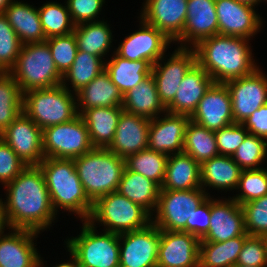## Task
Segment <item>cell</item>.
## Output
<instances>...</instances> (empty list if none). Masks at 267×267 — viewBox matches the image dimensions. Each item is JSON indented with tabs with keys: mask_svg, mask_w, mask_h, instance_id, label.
I'll list each match as a JSON object with an SVG mask.
<instances>
[{
	"mask_svg": "<svg viewBox=\"0 0 267 267\" xmlns=\"http://www.w3.org/2000/svg\"><path fill=\"white\" fill-rule=\"evenodd\" d=\"M4 187L5 209L11 228L29 229L40 233L52 227L57 214L39 166H27Z\"/></svg>",
	"mask_w": 267,
	"mask_h": 267,
	"instance_id": "cell-1",
	"label": "cell"
},
{
	"mask_svg": "<svg viewBox=\"0 0 267 267\" xmlns=\"http://www.w3.org/2000/svg\"><path fill=\"white\" fill-rule=\"evenodd\" d=\"M250 39L214 35L201 40L195 47L196 62L214 83L251 75L259 66L252 58ZM251 49V50H250Z\"/></svg>",
	"mask_w": 267,
	"mask_h": 267,
	"instance_id": "cell-2",
	"label": "cell"
},
{
	"mask_svg": "<svg viewBox=\"0 0 267 267\" xmlns=\"http://www.w3.org/2000/svg\"><path fill=\"white\" fill-rule=\"evenodd\" d=\"M43 172L50 200L56 214L65 209L88 220L93 202L88 198L73 159L45 158L39 165Z\"/></svg>",
	"mask_w": 267,
	"mask_h": 267,
	"instance_id": "cell-3",
	"label": "cell"
},
{
	"mask_svg": "<svg viewBox=\"0 0 267 267\" xmlns=\"http://www.w3.org/2000/svg\"><path fill=\"white\" fill-rule=\"evenodd\" d=\"M73 161L81 184L93 203L117 190L125 170V159L108 148H93Z\"/></svg>",
	"mask_w": 267,
	"mask_h": 267,
	"instance_id": "cell-4",
	"label": "cell"
},
{
	"mask_svg": "<svg viewBox=\"0 0 267 267\" xmlns=\"http://www.w3.org/2000/svg\"><path fill=\"white\" fill-rule=\"evenodd\" d=\"M23 112L42 130L68 122L78 115L76 94L62 84L26 91L23 93Z\"/></svg>",
	"mask_w": 267,
	"mask_h": 267,
	"instance_id": "cell-5",
	"label": "cell"
},
{
	"mask_svg": "<svg viewBox=\"0 0 267 267\" xmlns=\"http://www.w3.org/2000/svg\"><path fill=\"white\" fill-rule=\"evenodd\" d=\"M87 221L96 228L101 224L104 231L121 234L147 227L152 222V215L141 205L115 191L93 203Z\"/></svg>",
	"mask_w": 267,
	"mask_h": 267,
	"instance_id": "cell-6",
	"label": "cell"
},
{
	"mask_svg": "<svg viewBox=\"0 0 267 267\" xmlns=\"http://www.w3.org/2000/svg\"><path fill=\"white\" fill-rule=\"evenodd\" d=\"M9 73L18 82L22 93L62 83V75L55 67L46 42L24 44Z\"/></svg>",
	"mask_w": 267,
	"mask_h": 267,
	"instance_id": "cell-7",
	"label": "cell"
},
{
	"mask_svg": "<svg viewBox=\"0 0 267 267\" xmlns=\"http://www.w3.org/2000/svg\"><path fill=\"white\" fill-rule=\"evenodd\" d=\"M76 237L66 239V248L81 267H119V234L98 230L87 220Z\"/></svg>",
	"mask_w": 267,
	"mask_h": 267,
	"instance_id": "cell-8",
	"label": "cell"
},
{
	"mask_svg": "<svg viewBox=\"0 0 267 267\" xmlns=\"http://www.w3.org/2000/svg\"><path fill=\"white\" fill-rule=\"evenodd\" d=\"M202 188L160 190L152 223L160 230L187 232V220L208 197Z\"/></svg>",
	"mask_w": 267,
	"mask_h": 267,
	"instance_id": "cell-9",
	"label": "cell"
},
{
	"mask_svg": "<svg viewBox=\"0 0 267 267\" xmlns=\"http://www.w3.org/2000/svg\"><path fill=\"white\" fill-rule=\"evenodd\" d=\"M42 140L45 158L75 159L94 148L80 114L68 122L43 129Z\"/></svg>",
	"mask_w": 267,
	"mask_h": 267,
	"instance_id": "cell-10",
	"label": "cell"
},
{
	"mask_svg": "<svg viewBox=\"0 0 267 267\" xmlns=\"http://www.w3.org/2000/svg\"><path fill=\"white\" fill-rule=\"evenodd\" d=\"M160 229L145 228L119 234V267H157Z\"/></svg>",
	"mask_w": 267,
	"mask_h": 267,
	"instance_id": "cell-11",
	"label": "cell"
},
{
	"mask_svg": "<svg viewBox=\"0 0 267 267\" xmlns=\"http://www.w3.org/2000/svg\"><path fill=\"white\" fill-rule=\"evenodd\" d=\"M224 84L231 96L234 123H243L255 110L267 104V75L259 67L251 75Z\"/></svg>",
	"mask_w": 267,
	"mask_h": 267,
	"instance_id": "cell-12",
	"label": "cell"
},
{
	"mask_svg": "<svg viewBox=\"0 0 267 267\" xmlns=\"http://www.w3.org/2000/svg\"><path fill=\"white\" fill-rule=\"evenodd\" d=\"M169 56H162L152 67L157 92L165 108L173 101L185 74L196 63V51L192 47H178Z\"/></svg>",
	"mask_w": 267,
	"mask_h": 267,
	"instance_id": "cell-13",
	"label": "cell"
},
{
	"mask_svg": "<svg viewBox=\"0 0 267 267\" xmlns=\"http://www.w3.org/2000/svg\"><path fill=\"white\" fill-rule=\"evenodd\" d=\"M27 166H38L44 159L42 129L24 112L0 134Z\"/></svg>",
	"mask_w": 267,
	"mask_h": 267,
	"instance_id": "cell-14",
	"label": "cell"
},
{
	"mask_svg": "<svg viewBox=\"0 0 267 267\" xmlns=\"http://www.w3.org/2000/svg\"><path fill=\"white\" fill-rule=\"evenodd\" d=\"M139 30L125 37L114 52L128 60H145L154 65L172 43L156 27L140 19Z\"/></svg>",
	"mask_w": 267,
	"mask_h": 267,
	"instance_id": "cell-15",
	"label": "cell"
},
{
	"mask_svg": "<svg viewBox=\"0 0 267 267\" xmlns=\"http://www.w3.org/2000/svg\"><path fill=\"white\" fill-rule=\"evenodd\" d=\"M218 34L250 39L260 32L262 19L255 7L237 0H215Z\"/></svg>",
	"mask_w": 267,
	"mask_h": 267,
	"instance_id": "cell-16",
	"label": "cell"
},
{
	"mask_svg": "<svg viewBox=\"0 0 267 267\" xmlns=\"http://www.w3.org/2000/svg\"><path fill=\"white\" fill-rule=\"evenodd\" d=\"M188 0H145L140 19L156 27L173 43L181 37ZM175 41V42H174Z\"/></svg>",
	"mask_w": 267,
	"mask_h": 267,
	"instance_id": "cell-17",
	"label": "cell"
},
{
	"mask_svg": "<svg viewBox=\"0 0 267 267\" xmlns=\"http://www.w3.org/2000/svg\"><path fill=\"white\" fill-rule=\"evenodd\" d=\"M200 239L184 231L160 230L157 267H199Z\"/></svg>",
	"mask_w": 267,
	"mask_h": 267,
	"instance_id": "cell-18",
	"label": "cell"
},
{
	"mask_svg": "<svg viewBox=\"0 0 267 267\" xmlns=\"http://www.w3.org/2000/svg\"><path fill=\"white\" fill-rule=\"evenodd\" d=\"M245 233L242 206L232 197L224 200L212 197L210 226L200 242H224Z\"/></svg>",
	"mask_w": 267,
	"mask_h": 267,
	"instance_id": "cell-19",
	"label": "cell"
},
{
	"mask_svg": "<svg viewBox=\"0 0 267 267\" xmlns=\"http://www.w3.org/2000/svg\"><path fill=\"white\" fill-rule=\"evenodd\" d=\"M190 120L212 131L234 124L227 86L214 83L198 103Z\"/></svg>",
	"mask_w": 267,
	"mask_h": 267,
	"instance_id": "cell-20",
	"label": "cell"
},
{
	"mask_svg": "<svg viewBox=\"0 0 267 267\" xmlns=\"http://www.w3.org/2000/svg\"><path fill=\"white\" fill-rule=\"evenodd\" d=\"M163 117V118H162ZM190 116L165 112L151 119L148 149L167 156L183 152L185 129Z\"/></svg>",
	"mask_w": 267,
	"mask_h": 267,
	"instance_id": "cell-21",
	"label": "cell"
},
{
	"mask_svg": "<svg viewBox=\"0 0 267 267\" xmlns=\"http://www.w3.org/2000/svg\"><path fill=\"white\" fill-rule=\"evenodd\" d=\"M11 232V233H10ZM39 232L11 228L0 234V267H40V254L33 241Z\"/></svg>",
	"mask_w": 267,
	"mask_h": 267,
	"instance_id": "cell-22",
	"label": "cell"
},
{
	"mask_svg": "<svg viewBox=\"0 0 267 267\" xmlns=\"http://www.w3.org/2000/svg\"><path fill=\"white\" fill-rule=\"evenodd\" d=\"M187 7L185 26L177 41L180 42L178 47L191 48L218 34V18L215 0H188Z\"/></svg>",
	"mask_w": 267,
	"mask_h": 267,
	"instance_id": "cell-23",
	"label": "cell"
},
{
	"mask_svg": "<svg viewBox=\"0 0 267 267\" xmlns=\"http://www.w3.org/2000/svg\"><path fill=\"white\" fill-rule=\"evenodd\" d=\"M149 124L150 119L123 110L108 149L124 159L148 149Z\"/></svg>",
	"mask_w": 267,
	"mask_h": 267,
	"instance_id": "cell-24",
	"label": "cell"
},
{
	"mask_svg": "<svg viewBox=\"0 0 267 267\" xmlns=\"http://www.w3.org/2000/svg\"><path fill=\"white\" fill-rule=\"evenodd\" d=\"M213 84L214 81L210 75L196 62L183 77L175 97L166 107V111L191 116Z\"/></svg>",
	"mask_w": 267,
	"mask_h": 267,
	"instance_id": "cell-25",
	"label": "cell"
},
{
	"mask_svg": "<svg viewBox=\"0 0 267 267\" xmlns=\"http://www.w3.org/2000/svg\"><path fill=\"white\" fill-rule=\"evenodd\" d=\"M242 169L231 156L217 155L200 164L201 188L237 190Z\"/></svg>",
	"mask_w": 267,
	"mask_h": 267,
	"instance_id": "cell-26",
	"label": "cell"
},
{
	"mask_svg": "<svg viewBox=\"0 0 267 267\" xmlns=\"http://www.w3.org/2000/svg\"><path fill=\"white\" fill-rule=\"evenodd\" d=\"M75 94L78 114L85 109L116 107L123 103V95L105 70Z\"/></svg>",
	"mask_w": 267,
	"mask_h": 267,
	"instance_id": "cell-27",
	"label": "cell"
},
{
	"mask_svg": "<svg viewBox=\"0 0 267 267\" xmlns=\"http://www.w3.org/2000/svg\"><path fill=\"white\" fill-rule=\"evenodd\" d=\"M122 111V106L95 107L85 109L80 114L87 126L94 148H108L110 146Z\"/></svg>",
	"mask_w": 267,
	"mask_h": 267,
	"instance_id": "cell-28",
	"label": "cell"
},
{
	"mask_svg": "<svg viewBox=\"0 0 267 267\" xmlns=\"http://www.w3.org/2000/svg\"><path fill=\"white\" fill-rule=\"evenodd\" d=\"M3 14L23 45L45 42L39 12L33 5L14 0Z\"/></svg>",
	"mask_w": 267,
	"mask_h": 267,
	"instance_id": "cell-29",
	"label": "cell"
},
{
	"mask_svg": "<svg viewBox=\"0 0 267 267\" xmlns=\"http://www.w3.org/2000/svg\"><path fill=\"white\" fill-rule=\"evenodd\" d=\"M122 107L124 111L150 120L166 112L152 74L123 95Z\"/></svg>",
	"mask_w": 267,
	"mask_h": 267,
	"instance_id": "cell-30",
	"label": "cell"
},
{
	"mask_svg": "<svg viewBox=\"0 0 267 267\" xmlns=\"http://www.w3.org/2000/svg\"><path fill=\"white\" fill-rule=\"evenodd\" d=\"M201 188L200 164L189 154H171L167 160L165 179L160 190H191Z\"/></svg>",
	"mask_w": 267,
	"mask_h": 267,
	"instance_id": "cell-31",
	"label": "cell"
},
{
	"mask_svg": "<svg viewBox=\"0 0 267 267\" xmlns=\"http://www.w3.org/2000/svg\"><path fill=\"white\" fill-rule=\"evenodd\" d=\"M153 65L145 60H128L113 51L111 60L105 61V71L124 95L152 74Z\"/></svg>",
	"mask_w": 267,
	"mask_h": 267,
	"instance_id": "cell-32",
	"label": "cell"
},
{
	"mask_svg": "<svg viewBox=\"0 0 267 267\" xmlns=\"http://www.w3.org/2000/svg\"><path fill=\"white\" fill-rule=\"evenodd\" d=\"M161 187L153 180L125 167L117 192L141 205L152 216L156 210Z\"/></svg>",
	"mask_w": 267,
	"mask_h": 267,
	"instance_id": "cell-33",
	"label": "cell"
},
{
	"mask_svg": "<svg viewBox=\"0 0 267 267\" xmlns=\"http://www.w3.org/2000/svg\"><path fill=\"white\" fill-rule=\"evenodd\" d=\"M110 28L107 20L75 25L74 34L77 39L78 50L98 57H105L112 47L113 35Z\"/></svg>",
	"mask_w": 267,
	"mask_h": 267,
	"instance_id": "cell-34",
	"label": "cell"
},
{
	"mask_svg": "<svg viewBox=\"0 0 267 267\" xmlns=\"http://www.w3.org/2000/svg\"><path fill=\"white\" fill-rule=\"evenodd\" d=\"M248 236L245 233L224 242H200L199 267H233Z\"/></svg>",
	"mask_w": 267,
	"mask_h": 267,
	"instance_id": "cell-35",
	"label": "cell"
},
{
	"mask_svg": "<svg viewBox=\"0 0 267 267\" xmlns=\"http://www.w3.org/2000/svg\"><path fill=\"white\" fill-rule=\"evenodd\" d=\"M104 61L102 57L78 50L72 66L62 75L61 84L73 93L78 92L105 70ZM69 81L73 90L68 87Z\"/></svg>",
	"mask_w": 267,
	"mask_h": 267,
	"instance_id": "cell-36",
	"label": "cell"
},
{
	"mask_svg": "<svg viewBox=\"0 0 267 267\" xmlns=\"http://www.w3.org/2000/svg\"><path fill=\"white\" fill-rule=\"evenodd\" d=\"M183 152L199 164L219 155L214 131L189 120L185 129Z\"/></svg>",
	"mask_w": 267,
	"mask_h": 267,
	"instance_id": "cell-37",
	"label": "cell"
},
{
	"mask_svg": "<svg viewBox=\"0 0 267 267\" xmlns=\"http://www.w3.org/2000/svg\"><path fill=\"white\" fill-rule=\"evenodd\" d=\"M23 112V93L9 72H0V134Z\"/></svg>",
	"mask_w": 267,
	"mask_h": 267,
	"instance_id": "cell-38",
	"label": "cell"
},
{
	"mask_svg": "<svg viewBox=\"0 0 267 267\" xmlns=\"http://www.w3.org/2000/svg\"><path fill=\"white\" fill-rule=\"evenodd\" d=\"M168 157L163 153L145 149L127 156L125 167L153 180L161 187L165 179Z\"/></svg>",
	"mask_w": 267,
	"mask_h": 267,
	"instance_id": "cell-39",
	"label": "cell"
},
{
	"mask_svg": "<svg viewBox=\"0 0 267 267\" xmlns=\"http://www.w3.org/2000/svg\"><path fill=\"white\" fill-rule=\"evenodd\" d=\"M38 12L46 39L74 32L75 24L66 4L47 2L38 8Z\"/></svg>",
	"mask_w": 267,
	"mask_h": 267,
	"instance_id": "cell-40",
	"label": "cell"
},
{
	"mask_svg": "<svg viewBox=\"0 0 267 267\" xmlns=\"http://www.w3.org/2000/svg\"><path fill=\"white\" fill-rule=\"evenodd\" d=\"M242 170L260 169L267 157V140L248 134L231 156Z\"/></svg>",
	"mask_w": 267,
	"mask_h": 267,
	"instance_id": "cell-41",
	"label": "cell"
},
{
	"mask_svg": "<svg viewBox=\"0 0 267 267\" xmlns=\"http://www.w3.org/2000/svg\"><path fill=\"white\" fill-rule=\"evenodd\" d=\"M237 190L241 193L239 192L232 198L240 205L265 196L267 194V169L242 170Z\"/></svg>",
	"mask_w": 267,
	"mask_h": 267,
	"instance_id": "cell-42",
	"label": "cell"
},
{
	"mask_svg": "<svg viewBox=\"0 0 267 267\" xmlns=\"http://www.w3.org/2000/svg\"><path fill=\"white\" fill-rule=\"evenodd\" d=\"M22 46L6 16L0 14V72H9L13 68Z\"/></svg>",
	"mask_w": 267,
	"mask_h": 267,
	"instance_id": "cell-43",
	"label": "cell"
},
{
	"mask_svg": "<svg viewBox=\"0 0 267 267\" xmlns=\"http://www.w3.org/2000/svg\"><path fill=\"white\" fill-rule=\"evenodd\" d=\"M45 42L50 48L55 67L63 75L72 66L78 51L74 32L64 36L48 38Z\"/></svg>",
	"mask_w": 267,
	"mask_h": 267,
	"instance_id": "cell-44",
	"label": "cell"
},
{
	"mask_svg": "<svg viewBox=\"0 0 267 267\" xmlns=\"http://www.w3.org/2000/svg\"><path fill=\"white\" fill-rule=\"evenodd\" d=\"M241 206L244 212L246 233L260 236L267 232V194Z\"/></svg>",
	"mask_w": 267,
	"mask_h": 267,
	"instance_id": "cell-45",
	"label": "cell"
},
{
	"mask_svg": "<svg viewBox=\"0 0 267 267\" xmlns=\"http://www.w3.org/2000/svg\"><path fill=\"white\" fill-rule=\"evenodd\" d=\"M220 155L232 156L249 134L242 123H234L214 131Z\"/></svg>",
	"mask_w": 267,
	"mask_h": 267,
	"instance_id": "cell-46",
	"label": "cell"
},
{
	"mask_svg": "<svg viewBox=\"0 0 267 267\" xmlns=\"http://www.w3.org/2000/svg\"><path fill=\"white\" fill-rule=\"evenodd\" d=\"M27 165L14 150L0 137V183L6 185L13 181Z\"/></svg>",
	"mask_w": 267,
	"mask_h": 267,
	"instance_id": "cell-47",
	"label": "cell"
},
{
	"mask_svg": "<svg viewBox=\"0 0 267 267\" xmlns=\"http://www.w3.org/2000/svg\"><path fill=\"white\" fill-rule=\"evenodd\" d=\"M236 264L248 267H267V253L260 236L249 235L245 239Z\"/></svg>",
	"mask_w": 267,
	"mask_h": 267,
	"instance_id": "cell-48",
	"label": "cell"
},
{
	"mask_svg": "<svg viewBox=\"0 0 267 267\" xmlns=\"http://www.w3.org/2000/svg\"><path fill=\"white\" fill-rule=\"evenodd\" d=\"M105 0H67L66 4L75 25L85 22H98ZM97 18V20H96Z\"/></svg>",
	"mask_w": 267,
	"mask_h": 267,
	"instance_id": "cell-49",
	"label": "cell"
},
{
	"mask_svg": "<svg viewBox=\"0 0 267 267\" xmlns=\"http://www.w3.org/2000/svg\"><path fill=\"white\" fill-rule=\"evenodd\" d=\"M211 217V196H209L187 220V233L201 239L210 226Z\"/></svg>",
	"mask_w": 267,
	"mask_h": 267,
	"instance_id": "cell-50",
	"label": "cell"
},
{
	"mask_svg": "<svg viewBox=\"0 0 267 267\" xmlns=\"http://www.w3.org/2000/svg\"><path fill=\"white\" fill-rule=\"evenodd\" d=\"M242 124L249 134L267 140V104L255 110Z\"/></svg>",
	"mask_w": 267,
	"mask_h": 267,
	"instance_id": "cell-51",
	"label": "cell"
},
{
	"mask_svg": "<svg viewBox=\"0 0 267 267\" xmlns=\"http://www.w3.org/2000/svg\"><path fill=\"white\" fill-rule=\"evenodd\" d=\"M5 228L8 230L11 229L10 224L8 222L7 214H6V209H5V203L0 198V234L4 233Z\"/></svg>",
	"mask_w": 267,
	"mask_h": 267,
	"instance_id": "cell-52",
	"label": "cell"
},
{
	"mask_svg": "<svg viewBox=\"0 0 267 267\" xmlns=\"http://www.w3.org/2000/svg\"><path fill=\"white\" fill-rule=\"evenodd\" d=\"M71 260H67V262H62L60 264H56L53 267H81L78 263L77 258L70 252ZM43 258H40V267H44Z\"/></svg>",
	"mask_w": 267,
	"mask_h": 267,
	"instance_id": "cell-53",
	"label": "cell"
},
{
	"mask_svg": "<svg viewBox=\"0 0 267 267\" xmlns=\"http://www.w3.org/2000/svg\"><path fill=\"white\" fill-rule=\"evenodd\" d=\"M14 0H0V14H3L5 9L13 2Z\"/></svg>",
	"mask_w": 267,
	"mask_h": 267,
	"instance_id": "cell-54",
	"label": "cell"
},
{
	"mask_svg": "<svg viewBox=\"0 0 267 267\" xmlns=\"http://www.w3.org/2000/svg\"><path fill=\"white\" fill-rule=\"evenodd\" d=\"M237 1L244 4H248L253 7L257 6L261 2V0H237Z\"/></svg>",
	"mask_w": 267,
	"mask_h": 267,
	"instance_id": "cell-55",
	"label": "cell"
},
{
	"mask_svg": "<svg viewBox=\"0 0 267 267\" xmlns=\"http://www.w3.org/2000/svg\"><path fill=\"white\" fill-rule=\"evenodd\" d=\"M260 238L262 239V242L264 244V248H265L266 253H267V232L261 234Z\"/></svg>",
	"mask_w": 267,
	"mask_h": 267,
	"instance_id": "cell-56",
	"label": "cell"
},
{
	"mask_svg": "<svg viewBox=\"0 0 267 267\" xmlns=\"http://www.w3.org/2000/svg\"><path fill=\"white\" fill-rule=\"evenodd\" d=\"M233 267H248V266H244V265L235 264Z\"/></svg>",
	"mask_w": 267,
	"mask_h": 267,
	"instance_id": "cell-57",
	"label": "cell"
}]
</instances>
